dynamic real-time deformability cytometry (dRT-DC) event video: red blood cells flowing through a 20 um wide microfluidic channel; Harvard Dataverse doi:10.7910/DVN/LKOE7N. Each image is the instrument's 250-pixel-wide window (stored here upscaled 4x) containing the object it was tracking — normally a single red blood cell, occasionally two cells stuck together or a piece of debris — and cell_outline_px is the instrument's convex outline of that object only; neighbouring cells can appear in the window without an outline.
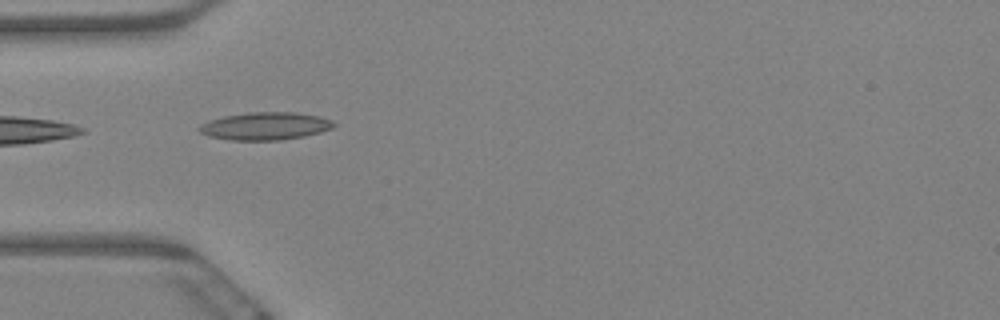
{"species": "Egyptian fruit bat (a non-hibernating species)", "species_latin": "Rousettus aegyptiacus", "temperature_condition": "warm", "stored_images_in_passage": 2, "camera_frame_rate_fps": 3000, "um_per_image_px": 0.085, "animal": {"sex": "female"}, "frame": {"image": 1, "passage_image": 1, "time_ms": 0.0, "image_size_px": [1000, 320], "cell_outline_px": [[336, 124], [332, 128], [320, 132], [304, 136], [280, 140], [232, 140], [208, 136], [200, 132], [196, 128], [200, 124], [208, 120], [224, 116], [248, 112], [292, 112], [316, 116], [332, 120]], "centroid_in_image_um": [22.5, 10.71], "position_along_channel_um": 62.5, "area_um2": 21.68}}